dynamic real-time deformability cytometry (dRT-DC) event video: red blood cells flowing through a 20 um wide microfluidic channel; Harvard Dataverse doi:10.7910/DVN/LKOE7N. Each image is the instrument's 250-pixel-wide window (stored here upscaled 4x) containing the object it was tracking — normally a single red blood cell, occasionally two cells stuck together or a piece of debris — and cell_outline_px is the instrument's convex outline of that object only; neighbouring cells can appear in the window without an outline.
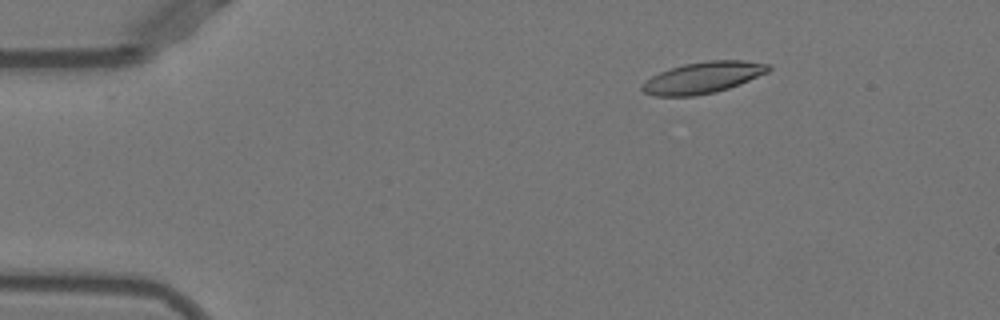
{"species": "Egyptian fruit bat (a non-hibernating species)", "species_latin": "Rousettus aegyptiacus", "temperature_condition": "warm", "stored_images_in_passage": 23, "camera_frame_rate_fps": 3000, "um_per_image_px": 0.085, "animal": {"sex": "female"}, "frame": {"image": 1, "passage_image": 8, "time_ms": 2.333, "image_size_px": [1000, 320], "cell_outline_px": [[772, 68], [768, 72], [740, 84], [716, 92], [692, 96], [656, 96], [644, 92], [640, 88], [640, 84], [652, 76], [660, 72], [684, 64], [708, 60], [744, 60], [768, 64]], "centroid_in_image_um": [59.75, 6.59], "position_along_channel_um": 25.3, "area_um2": 23.06}}
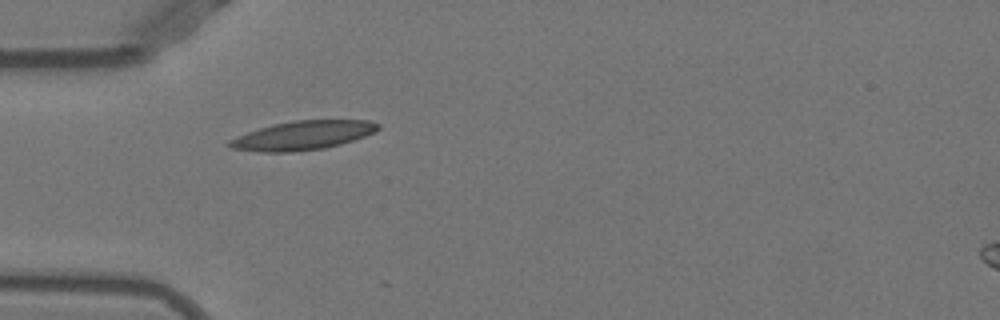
{"frame": {"image": 2, "passage_image": 16, "time_ms": 5.0, "image_size_px": [1000, 320], "cell_outline_px": [[380, 128], [364, 136], [340, 144], [324, 148], [292, 152], [260, 152], [232, 148], [224, 144], [228, 140], [248, 132], [272, 124], [296, 120], [368, 120], [380, 124]], "centroid_in_image_um": [25.7, 11.51], "position_along_channel_um": 59.3, "area_um2": 24.91}}
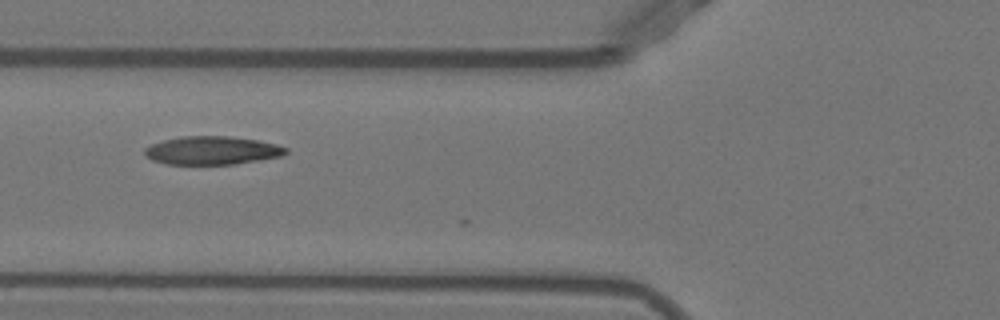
{"frame": {"image": 3, "passage_image": 20, "time_ms": 6.333, "image_size_px": [1000, 320], "cell_outline_px": [[288, 152], [280, 156], [260, 160], [236, 164], [168, 164], [152, 160], [144, 152], [144, 148], [152, 144], [164, 140], [180, 136], [228, 136], [256, 140], [276, 144], [288, 148]], "centroid_in_image_um": [18.04, 12.79], "position_along_channel_um": 107.8, "area_um2": 23.18}}